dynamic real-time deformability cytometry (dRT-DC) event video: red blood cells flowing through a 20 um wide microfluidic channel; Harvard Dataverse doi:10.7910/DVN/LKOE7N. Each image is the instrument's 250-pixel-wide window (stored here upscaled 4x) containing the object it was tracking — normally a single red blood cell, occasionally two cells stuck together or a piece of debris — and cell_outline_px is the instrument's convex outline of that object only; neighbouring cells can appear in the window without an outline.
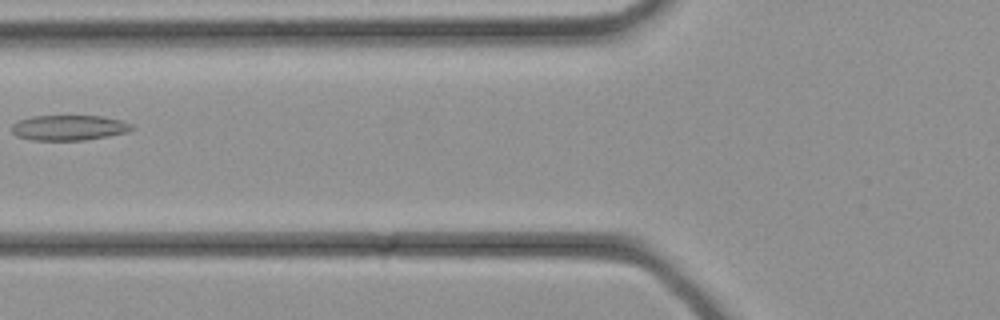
{"species": "common noctule bat (a hibernating species)", "species_latin": "Nyctalus noctula", "temperature_condition": "cold", "stored_images_in_passage": 22, "camera_frame_rate_fps": 3000, "um_per_image_px": 0.085, "animal": {"sex": "female", "body_mass_g": 21.9}, "frame": {"image": 1, "passage_image": 5, "time_ms": 1.333, "image_size_px": [1000, 320], "cell_outline_px": [[136, 128], [128, 132], [108, 136], [84, 140], [32, 140], [16, 136], [12, 132], [12, 124], [16, 120], [32, 116], [100, 116], [120, 120], [132, 124]], "centroid_in_image_um": [5.85, 10.85], "position_along_channel_um": 120.0, "area_um2": 17.8}}
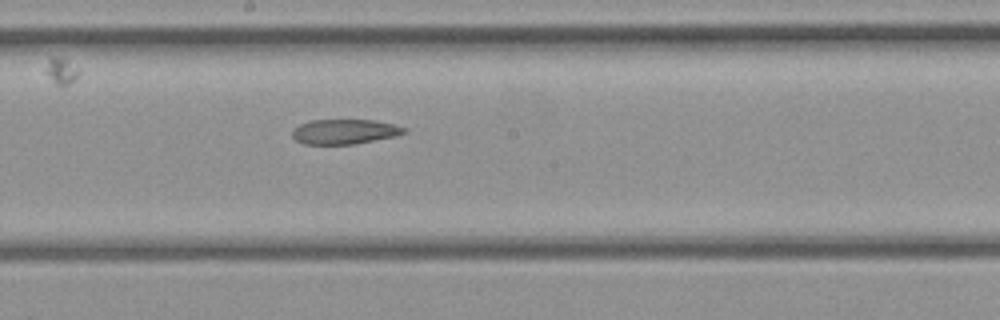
{"frame": {"image": 2, "passage_image": 10, "time_ms": 3.0, "image_size_px": [1000, 320], "cell_outline_px": [[408, 132], [396, 136], [356, 144], [304, 144], [296, 140], [292, 136], [292, 132], [300, 124], [308, 120], [376, 120], [396, 124], [408, 128]], "centroid_in_image_um": [29.36, 11.18], "position_along_channel_um": 218.8, "area_um2": 16.42}}
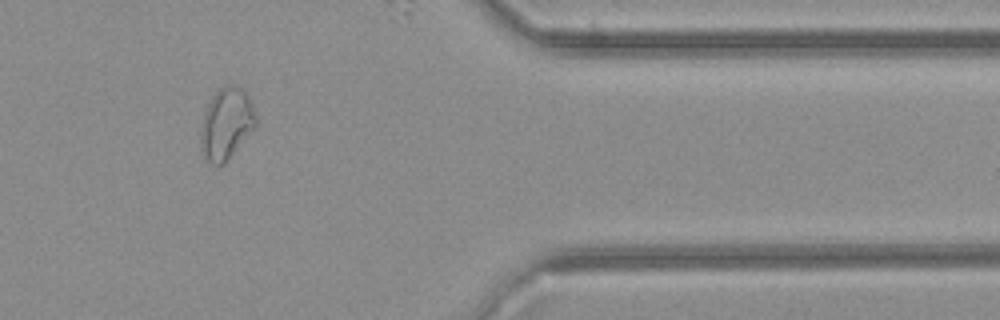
{"frame": {"image": 3, "passage_image": 20, "time_ms": 6.333, "image_size_px": [1000, 320], "cell_outline_px": [[260, 124], [224, 164], [208, 164], [204, 160], [200, 148], [200, 132], [204, 112], [212, 96], [224, 84], [236, 84], [248, 96], [252, 104]], "centroid_in_image_um": [19.25, 10.54], "position_along_channel_um": 392.1, "area_um2": 23.64}}